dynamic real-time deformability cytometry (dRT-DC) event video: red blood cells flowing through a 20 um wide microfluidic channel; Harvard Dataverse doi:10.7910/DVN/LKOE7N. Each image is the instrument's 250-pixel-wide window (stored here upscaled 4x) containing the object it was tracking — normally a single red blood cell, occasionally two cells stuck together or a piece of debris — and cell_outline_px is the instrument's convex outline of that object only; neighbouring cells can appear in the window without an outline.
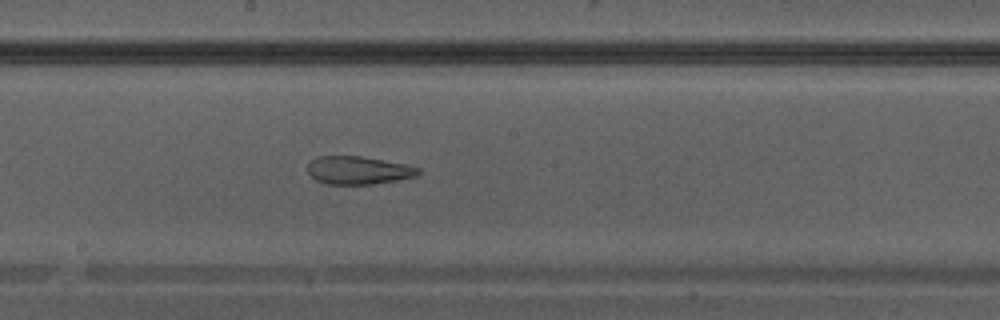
{"species": "Egyptian fruit bat (a non-hibernating species)", "species_latin": "Rousettus aegyptiacus", "temperature_condition": "warm", "stored_images_in_passage": 30, "camera_frame_rate_fps": 3000, "um_per_image_px": 0.085, "animal": {"sex": "male"}, "frame": {"image": 1, "passage_image": 13, "time_ms": 4.0, "image_size_px": [1000, 320], "cell_outline_px": [[420, 172], [416, 176], [396, 180], [372, 184], [328, 184], [316, 180], [308, 172], [308, 164], [316, 156], [360, 156], [408, 164], [420, 168]], "centroid_in_image_um": [30.47, 14.46], "position_along_channel_um": 217.7, "area_um2": 18.03}}